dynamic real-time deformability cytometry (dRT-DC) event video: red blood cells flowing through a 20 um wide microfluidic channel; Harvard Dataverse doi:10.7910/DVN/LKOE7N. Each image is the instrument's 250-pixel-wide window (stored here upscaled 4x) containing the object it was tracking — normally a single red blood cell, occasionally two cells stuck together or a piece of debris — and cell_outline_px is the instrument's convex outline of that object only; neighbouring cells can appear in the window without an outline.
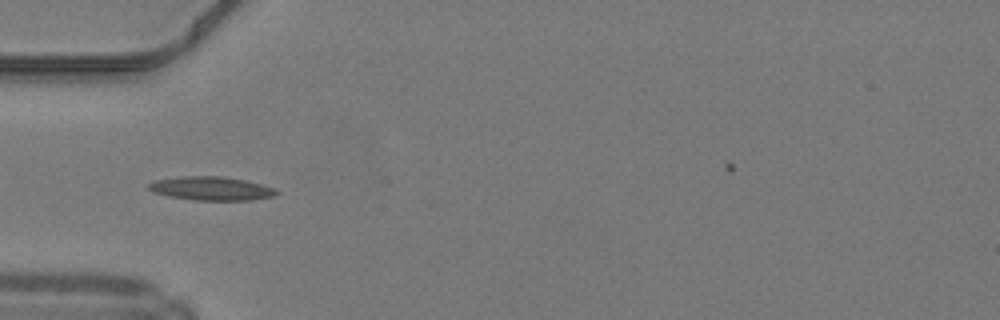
{"species": "common noctule bat (a hibernating species)", "species_latin": "Nyctalus noctula", "temperature_condition": "warm", "stored_images_in_passage": 31, "camera_frame_rate_fps": 3000, "um_per_image_px": 0.085, "animal": {"sex": "male", "body_mass_g": 19.2, "forearm_length_mm": 51.8}, "frame": {"image": 1, "passage_image": 1, "time_ms": 0.0, "image_size_px": [1000, 320], "cell_outline_px": [[280, 192], [272, 196], [252, 200], [192, 200], [168, 196], [152, 192], [148, 188], [148, 184], [152, 180], [180, 176], [220, 176], [248, 180], [276, 188]], "centroid_in_image_um": [17.95, 16.01], "position_along_channel_um": 67.1, "area_um2": 17.92}}
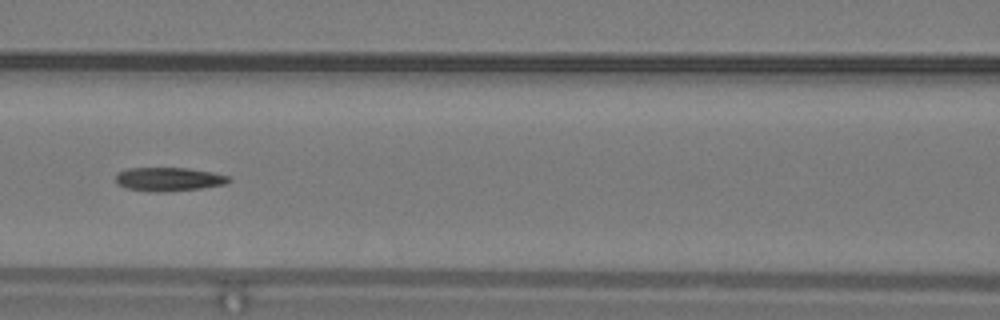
{"frame": {"image": 2, "passage_image": 7, "time_ms": 2.0, "image_size_px": [1000, 320], "cell_outline_px": [[232, 180], [224, 184], [200, 188], [164, 192], [148, 192], [124, 188], [116, 184], [116, 172], [128, 168], [188, 168], [212, 172], [228, 176]], "centroid_in_image_um": [14.27, 15.24], "position_along_channel_um": 152.3, "area_um2": 15.78}}
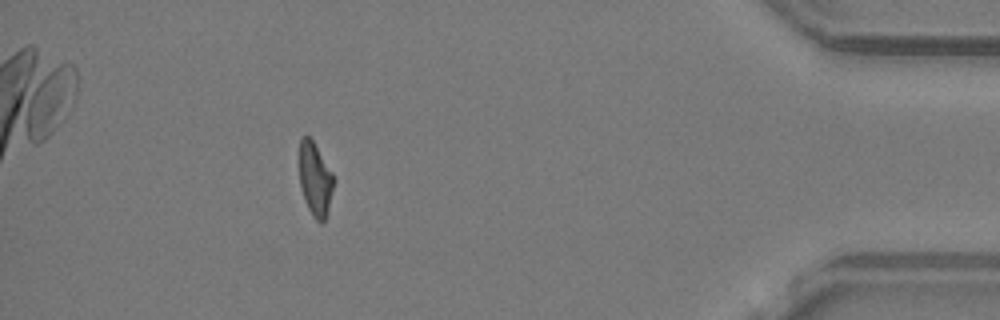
{"frame": {"image": 3, "passage_image": 29, "time_ms": 9.333, "image_size_px": [1000, 320], "cell_outline_px": [[336, 180], [328, 212], [324, 220], [320, 224], [312, 216], [304, 200], [300, 188], [300, 136], [308, 136], [312, 140], [332, 172]], "centroid_in_image_um": [26.81, 15.28], "position_along_channel_um": 408.4, "area_um2": 14.85}, "authors_computed_cell_mechanics": {"area_um2": 15.7794, "velocity_mm_per_s": 4.2354, "shape_relaxation_time_tau1_ms": null, "shape_relaxation_time_tau2_ms": 3.986, "deformation_change_tau1": null, "deformation_change_tau2": 0.1432}}